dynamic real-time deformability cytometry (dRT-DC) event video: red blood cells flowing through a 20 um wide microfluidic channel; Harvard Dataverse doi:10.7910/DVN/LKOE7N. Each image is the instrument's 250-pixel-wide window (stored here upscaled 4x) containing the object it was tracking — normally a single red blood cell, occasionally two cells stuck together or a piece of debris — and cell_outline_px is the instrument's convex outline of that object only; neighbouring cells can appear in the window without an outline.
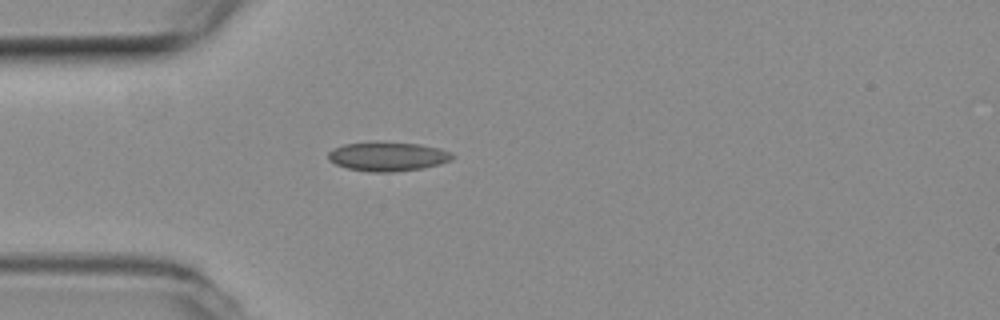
{"species": "common noctule bat (a hibernating species)", "species_latin": "Nyctalus noctula", "temperature_condition": "room temperature", "stored_images_in_passage": 1, "camera_frame_rate_fps": 3000, "um_per_image_px": 0.085, "animal": {"sex": "female", "body_mass_g": 19.3, "forearm_length_mm": 54.1}, "frame": {"image": 1, "passage_image": 1, "time_ms": 0.0, "image_size_px": [1000, 320], "cell_outline_px": [[456, 156], [452, 160], [440, 164], [420, 168], [392, 172], [368, 172], [348, 168], [336, 164], [328, 160], [328, 152], [332, 148], [344, 144], [372, 140], [376, 140], [420, 144], [440, 148], [452, 152]], "centroid_in_image_um": [32.95, 13.27], "position_along_channel_um": 52.1, "area_um2": 21.68}}